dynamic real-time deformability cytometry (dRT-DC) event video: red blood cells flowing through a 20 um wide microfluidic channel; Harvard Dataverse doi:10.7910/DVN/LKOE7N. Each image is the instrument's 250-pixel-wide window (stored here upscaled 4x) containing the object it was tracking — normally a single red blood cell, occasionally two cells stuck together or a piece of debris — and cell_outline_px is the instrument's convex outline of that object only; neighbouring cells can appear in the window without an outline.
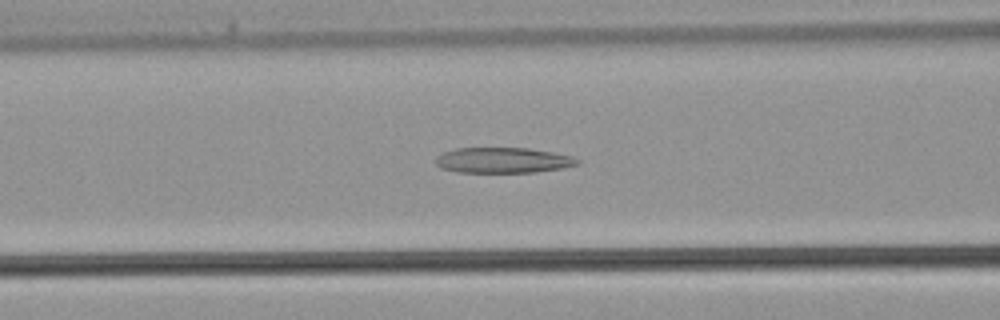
{"species": "common noctule bat (a hibernating species)", "species_latin": "Nyctalus noctula", "temperature_condition": "warm", "stored_images_in_passage": 27, "camera_frame_rate_fps": 3000, "um_per_image_px": 0.085, "animal": {"sex": "male", "body_mass_g": 21.5, "forearm_length_mm": 52.0}, "frame": {"image": 1, "passage_image": 5, "time_ms": 1.333, "image_size_px": [1000, 320], "cell_outline_px": [[580, 164], [564, 168], [536, 172], [456, 172], [440, 168], [432, 160], [436, 156], [444, 152], [456, 148], [528, 148], [552, 152], [572, 156], [580, 160]], "centroid_in_image_um": [42.74, 13.62], "position_along_channel_um": 123.9, "area_um2": 21.27}}
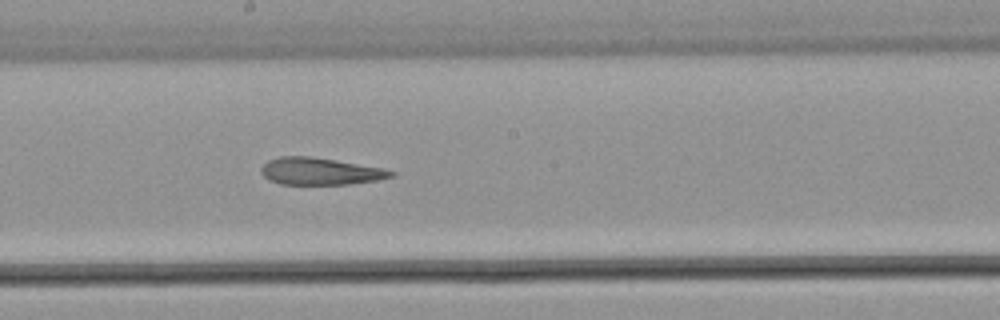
{"frame": {"image": 2, "passage_image": 11, "time_ms": 3.333, "image_size_px": [1000, 320], "cell_outline_px": [[396, 172], [392, 176], [376, 180], [348, 184], [280, 184], [268, 180], [260, 172], [260, 168], [268, 160], [280, 156], [312, 156], [384, 168]], "centroid_in_image_um": [27.17, 14.55], "position_along_channel_um": 221.0, "area_um2": 20.52}}
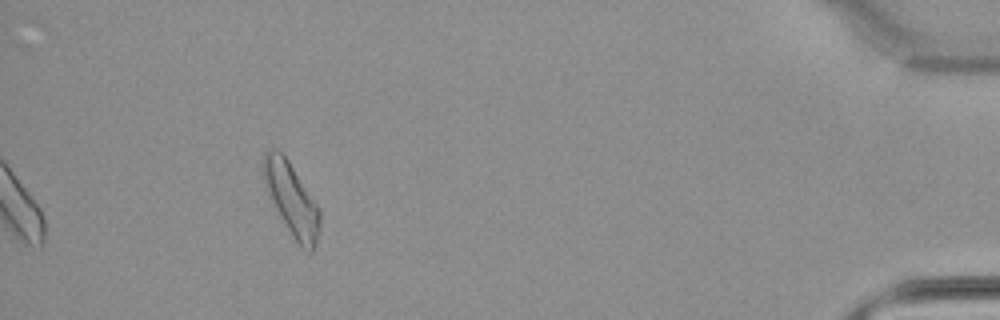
{"frame": {"image": 3, "passage_image": 27, "time_ms": 8.667, "image_size_px": [1000, 320], "cell_outline_px": [[320, 228], [316, 244], [312, 252], [308, 252], [292, 236], [276, 208], [272, 200], [264, 176], [264, 152], [268, 148], [276, 148], [288, 160], [320, 208]], "centroid_in_image_um": [24.83, 16.94], "position_along_channel_um": 410.4, "area_um2": 23.12}}